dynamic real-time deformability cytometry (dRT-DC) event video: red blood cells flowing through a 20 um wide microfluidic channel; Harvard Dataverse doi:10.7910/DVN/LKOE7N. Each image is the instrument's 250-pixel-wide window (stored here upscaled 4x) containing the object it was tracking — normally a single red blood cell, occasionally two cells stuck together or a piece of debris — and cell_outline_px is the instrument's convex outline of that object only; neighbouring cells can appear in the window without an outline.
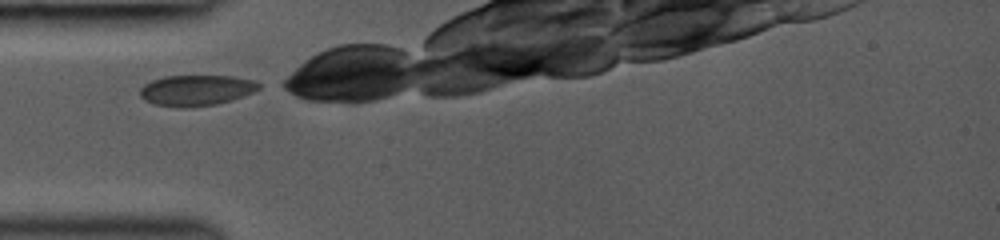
{"species": "common noctule bat (a hibernating species)", "species_latin": "Nyctalus noctula", "temperature_condition": "room temperature", "stored_images_in_passage": 24, "camera_frame_rate_fps": 3000, "um_per_image_px": 0.085, "animal": {"sex": "female", "body_mass_g": 19.0, "forearm_length_mm": 53.3}, "frame": {"image": 1, "passage_image": 1, "time_ms": 0.0, "image_size_px": [1000, 240], "cell_outline_px": [[260, 88], [252, 92], [232, 100], [216, 104], [184, 108], [180, 108], [156, 104], [144, 100], [140, 96], [140, 88], [144, 84], [152, 80], [164, 76], [232, 76], [252, 80], [260, 84]], "centroid_in_image_um": [16.65, 7.68], "position_along_channel_um": 68.3, "area_um2": 21.21}}